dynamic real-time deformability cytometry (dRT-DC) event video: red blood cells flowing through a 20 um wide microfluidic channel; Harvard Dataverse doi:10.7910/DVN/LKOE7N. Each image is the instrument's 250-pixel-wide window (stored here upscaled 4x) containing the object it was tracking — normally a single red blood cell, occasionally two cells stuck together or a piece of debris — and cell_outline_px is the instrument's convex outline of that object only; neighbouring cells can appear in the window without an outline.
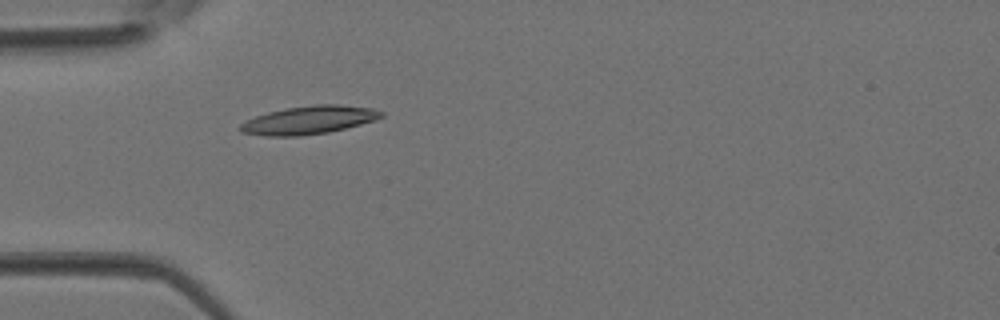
{"species": "Egyptian fruit bat (a non-hibernating species)", "species_latin": "Rousettus aegyptiacus", "temperature_condition": "room temperature", "stored_images_in_passage": 4, "camera_frame_rate_fps": 3000, "um_per_image_px": 0.085, "animal": {"sex": "female"}, "frame": {"image": 1, "passage_image": 4, "time_ms": 1.0, "image_size_px": [1000, 320], "cell_outline_px": [[384, 116], [376, 120], [328, 132], [300, 136], [264, 136], [240, 132], [240, 124], [256, 116], [268, 112], [288, 108], [316, 104], [336, 104], [372, 108], [384, 112]], "centroid_in_image_um": [26.27, 10.2], "position_along_channel_um": 58.7, "area_um2": 23.0}}